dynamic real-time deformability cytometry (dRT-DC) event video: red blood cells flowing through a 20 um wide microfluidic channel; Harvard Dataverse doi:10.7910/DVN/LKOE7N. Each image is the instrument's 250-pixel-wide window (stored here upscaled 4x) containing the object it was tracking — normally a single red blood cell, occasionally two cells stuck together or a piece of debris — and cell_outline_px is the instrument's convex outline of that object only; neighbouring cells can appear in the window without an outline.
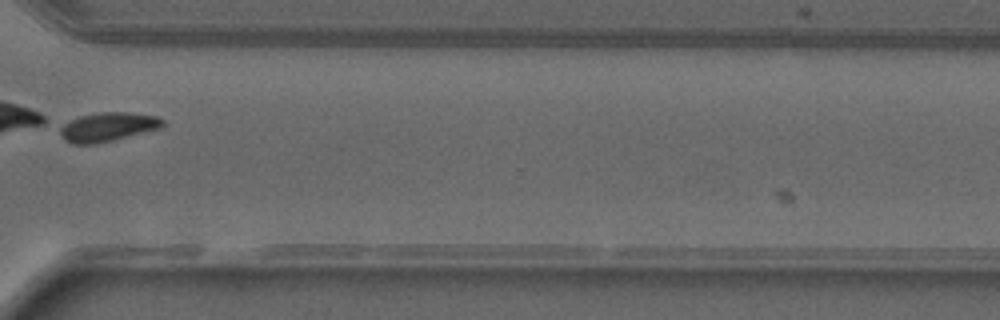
{"species": "common noctule bat (a hibernating species)", "species_latin": "Nyctalus noctula", "temperature_condition": "warm", "stored_images_in_passage": 28, "camera_frame_rate_fps": 3000, "um_per_image_px": 0.085, "animal": {"sex": "male", "forearm_length_mm": 52.5}, "frame": {"image": 1, "passage_image": 24, "time_ms": 7.667, "image_size_px": [1000, 320], "cell_outline_px": [[164, 124], [160, 128], [96, 144], [72, 144], [64, 140], [60, 132], [60, 128], [64, 124], [80, 116], [100, 112], [128, 112], [156, 116], [164, 120]], "centroid_in_image_um": [9.16, 10.79], "position_along_channel_um": 361.4, "area_um2": 17.11}}